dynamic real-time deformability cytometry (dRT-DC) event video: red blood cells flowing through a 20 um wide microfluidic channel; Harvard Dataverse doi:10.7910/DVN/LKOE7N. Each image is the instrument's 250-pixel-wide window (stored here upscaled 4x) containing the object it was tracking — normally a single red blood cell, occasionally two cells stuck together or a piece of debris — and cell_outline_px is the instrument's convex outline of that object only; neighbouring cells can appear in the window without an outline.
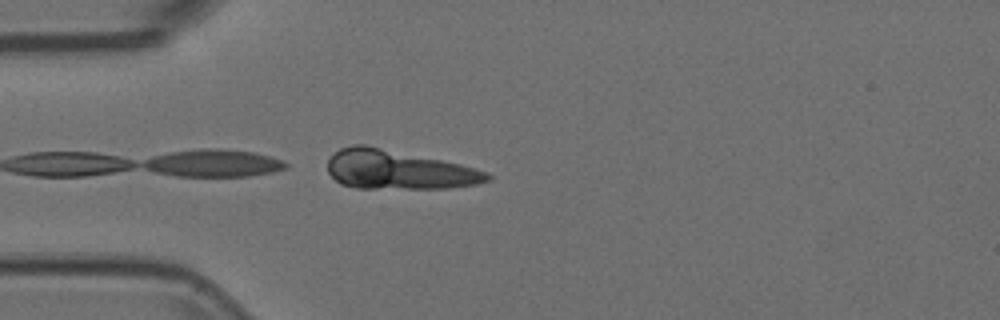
{"species": "Egyptian fruit bat (a non-hibernating species)", "species_latin": "Rousettus aegyptiacus", "temperature_condition": "room temperature", "stored_images_in_passage": 14, "camera_frame_rate_fps": 3000, "um_per_image_px": 0.085, "animal": {"sex": "female"}, "frame": {"image": 1, "passage_image": 1, "time_ms": 0.0, "image_size_px": [1000, 320], "cell_outline_px": [[492, 180], [476, 184], [448, 188], [356, 188], [340, 184], [328, 172], [328, 160], [340, 148], [352, 144], [364, 144], [460, 164], [488, 172], [492, 176]], "centroid_in_image_um": [33.86, 14.43], "position_along_channel_um": 51.1, "area_um2": 36.24}}